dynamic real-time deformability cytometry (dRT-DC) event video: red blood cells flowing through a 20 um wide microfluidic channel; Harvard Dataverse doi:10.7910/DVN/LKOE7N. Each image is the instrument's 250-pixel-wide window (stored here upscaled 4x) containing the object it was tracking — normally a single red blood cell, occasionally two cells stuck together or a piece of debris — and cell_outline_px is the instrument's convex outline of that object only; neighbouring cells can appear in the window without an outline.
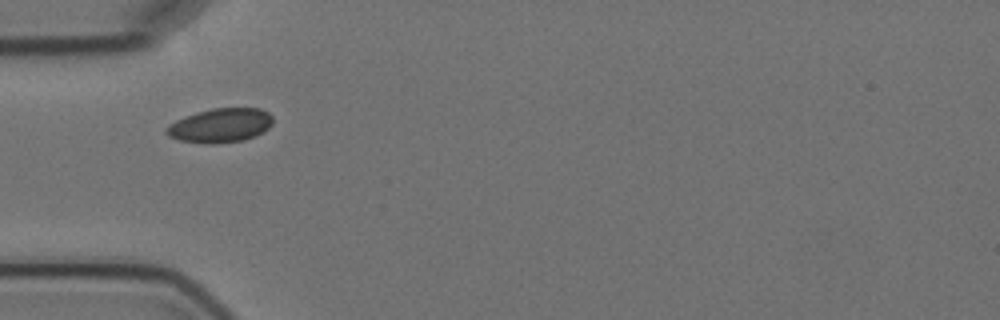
{"species": "Egyptian fruit bat (a non-hibernating species)", "species_latin": "Rousettus aegyptiacus", "temperature_condition": "cold", "stored_images_in_passage": 6, "camera_frame_rate_fps": 3000, "um_per_image_px": 0.085, "animal": {"sex": "female"}, "frame": {"image": 1, "passage_image": 5, "time_ms": 4.667, "image_size_px": [1000, 320], "cell_outline_px": [[272, 124], [264, 132], [256, 136], [244, 140], [212, 144], [208, 144], [180, 140], [168, 136], [164, 132], [164, 128], [168, 124], [184, 116], [196, 112], [212, 108], [260, 108], [268, 112], [272, 116]], "centroid_in_image_um": [18.71, 10.66], "position_along_channel_um": 66.3, "area_um2": 21.44}}
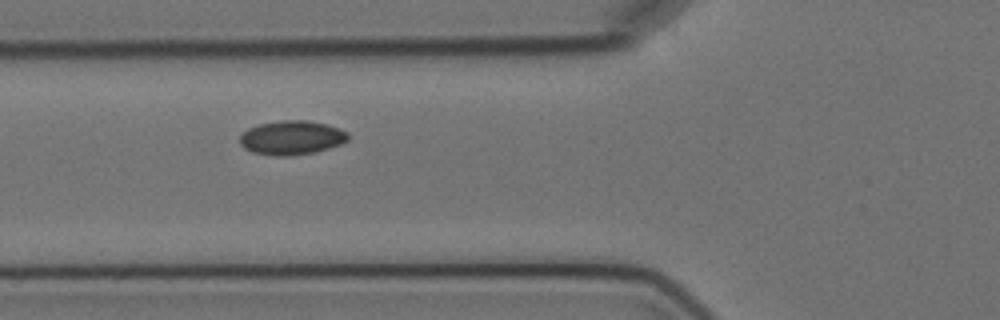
{"frame": {"image": 2, "passage_image": 6, "time_ms": 5.667, "image_size_px": [1000, 320], "cell_outline_px": [[348, 140], [340, 144], [328, 148], [312, 152], [288, 156], [276, 156], [252, 152], [244, 148], [240, 144], [240, 136], [248, 128], [260, 124], [280, 120], [308, 120], [328, 124], [340, 128], [348, 132]], "centroid_in_image_um": [24.8, 11.69], "position_along_channel_um": 101.0, "area_um2": 21.5}}